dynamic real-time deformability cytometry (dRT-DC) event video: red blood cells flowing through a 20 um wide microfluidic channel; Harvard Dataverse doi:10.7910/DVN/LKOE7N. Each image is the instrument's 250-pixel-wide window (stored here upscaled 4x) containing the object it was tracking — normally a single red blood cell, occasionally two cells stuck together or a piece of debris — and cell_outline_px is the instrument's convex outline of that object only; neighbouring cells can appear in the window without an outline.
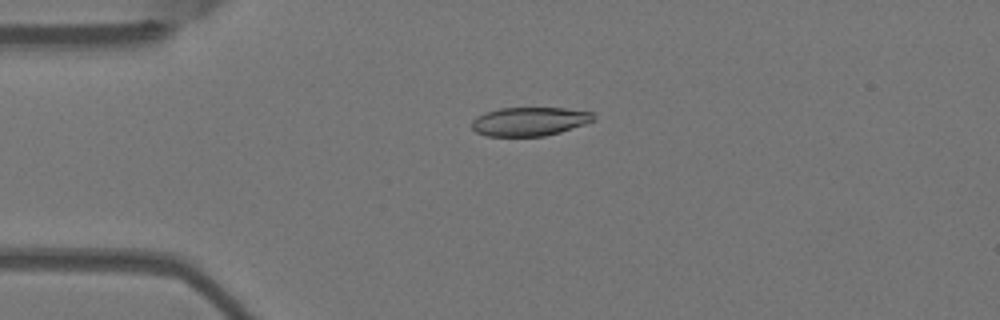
{"species": "Egyptian fruit bat (a non-hibernating species)", "species_latin": "Rousettus aegyptiacus", "temperature_condition": "warm", "stored_images_in_passage": 4, "camera_frame_rate_fps": 3000, "um_per_image_px": 0.085, "animal": {"sex": "female"}, "frame": {"image": 1, "passage_image": 4, "time_ms": 1.0, "image_size_px": [1000, 320], "cell_outline_px": [[596, 116], [592, 120], [584, 124], [560, 132], [544, 136], [484, 136], [476, 132], [472, 128], [472, 120], [476, 116], [484, 112], [500, 108], [564, 108], [592, 112]], "centroid_in_image_um": [44.96, 10.32], "position_along_channel_um": 40.0, "area_um2": 20.4}}